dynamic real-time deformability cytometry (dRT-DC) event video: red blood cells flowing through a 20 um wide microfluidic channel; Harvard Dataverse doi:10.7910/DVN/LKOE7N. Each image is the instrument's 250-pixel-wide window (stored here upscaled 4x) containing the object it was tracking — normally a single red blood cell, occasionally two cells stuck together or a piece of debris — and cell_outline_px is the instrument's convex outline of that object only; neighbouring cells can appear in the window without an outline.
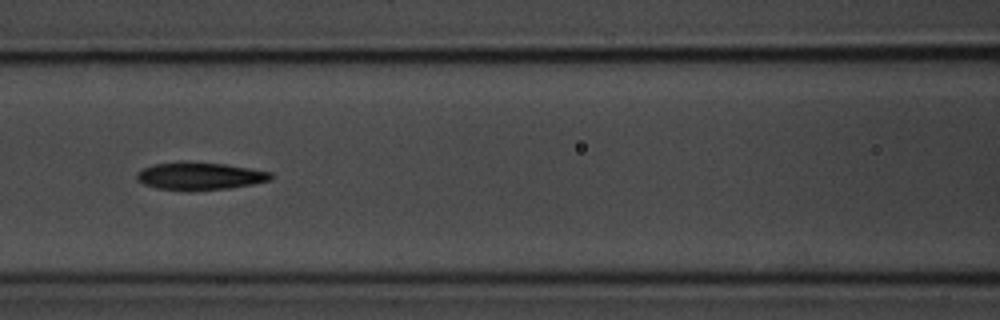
{"species": "common noctule bat (a hibernating species)", "species_latin": "Nyctalus noctula", "temperature_condition": "room temperature", "stored_images_in_passage": 8, "camera_frame_rate_fps": 3000, "um_per_image_px": 0.085, "animal": {"sex": "male", "body_mass_g": 20.1, "forearm_length_mm": 53.5}, "frame": {"image": 1, "passage_image": 6, "time_ms": 6.667, "image_size_px": [1000, 320], "cell_outline_px": [[272, 180], [252, 184], [228, 188], [188, 192], [156, 188], [144, 184], [136, 176], [136, 172], [152, 164], [176, 160], [184, 160], [224, 164], [272, 172]], "centroid_in_image_um": [16.94, 14.96], "position_along_channel_um": 149.7, "area_um2": 22.08}}
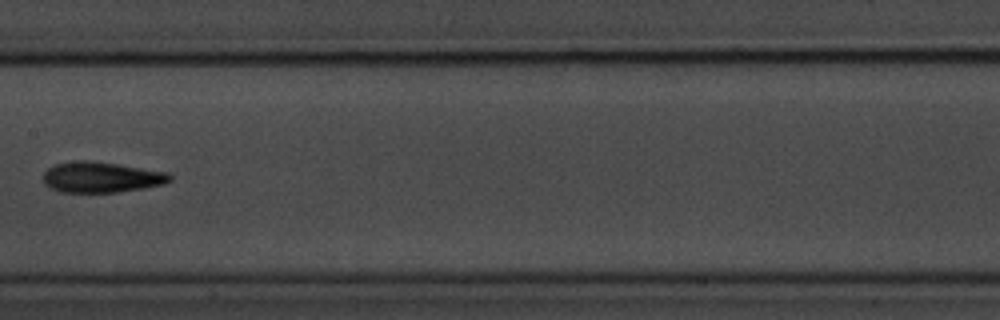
{"frame": {"image": 2, "passage_image": 7, "time_ms": 8.0, "image_size_px": [1000, 320], "cell_outline_px": [[172, 180], [164, 184], [144, 188], [116, 192], [60, 192], [44, 184], [44, 172], [48, 168], [56, 164], [76, 160], [88, 160], [116, 164], [168, 172], [172, 176]], "centroid_in_image_um": [8.62, 15.06], "position_along_channel_um": 198.8, "area_um2": 22.54}}